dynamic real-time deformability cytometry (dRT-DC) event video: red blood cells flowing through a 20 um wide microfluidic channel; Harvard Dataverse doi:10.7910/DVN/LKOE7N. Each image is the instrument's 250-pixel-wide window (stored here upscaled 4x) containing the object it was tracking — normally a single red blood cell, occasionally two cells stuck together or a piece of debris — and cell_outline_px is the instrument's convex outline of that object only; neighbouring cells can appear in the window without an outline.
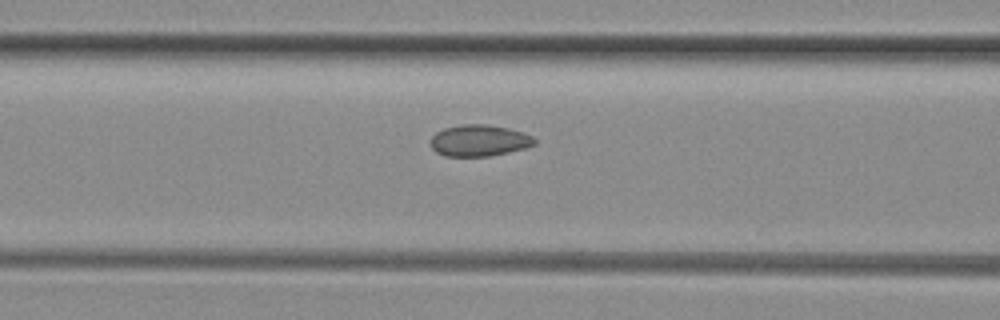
{"species": "common noctule bat (a hibernating species)", "species_latin": "Nyctalus noctula", "temperature_condition": "room temperature", "stored_images_in_passage": 38, "camera_frame_rate_fps": 3000, "um_per_image_px": 0.085, "animal": {"sex": "female", "body_mass_g": 29.2, "forearm_length_mm": 56.3}, "frame": {"image": 1, "passage_image": 17, "time_ms": 5.333, "image_size_px": [1000, 320], "cell_outline_px": [[536, 144], [524, 148], [508, 152], [488, 156], [444, 156], [436, 152], [428, 144], [432, 136], [436, 132], [444, 128], [464, 124], [488, 124], [508, 128], [524, 132], [532, 136], [536, 140]], "centroid_in_image_um": [40.71, 11.94], "position_along_channel_um": 125.9, "area_um2": 19.19}}
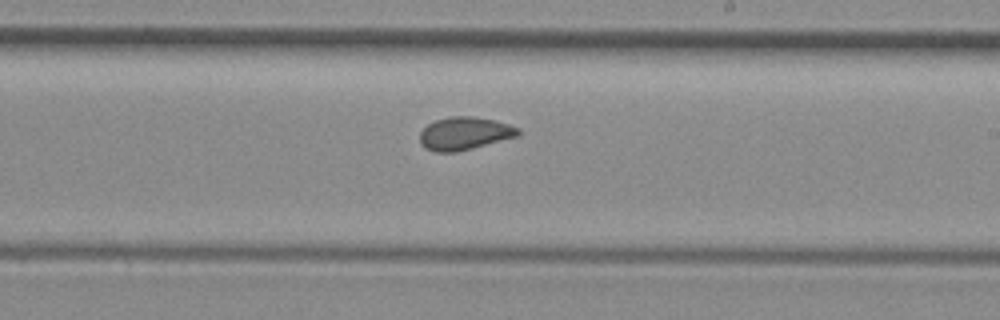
{"frame": {"image": 2, "passage_image": 26, "time_ms": 8.333, "image_size_px": [1000, 320], "cell_outline_px": [[520, 136], [456, 152], [436, 152], [420, 144], [420, 132], [428, 124], [436, 120], [452, 116], [472, 116], [492, 120], [508, 124], [520, 128]], "centroid_in_image_um": [39.51, 11.34], "position_along_channel_um": 249.5, "area_um2": 18.73}}
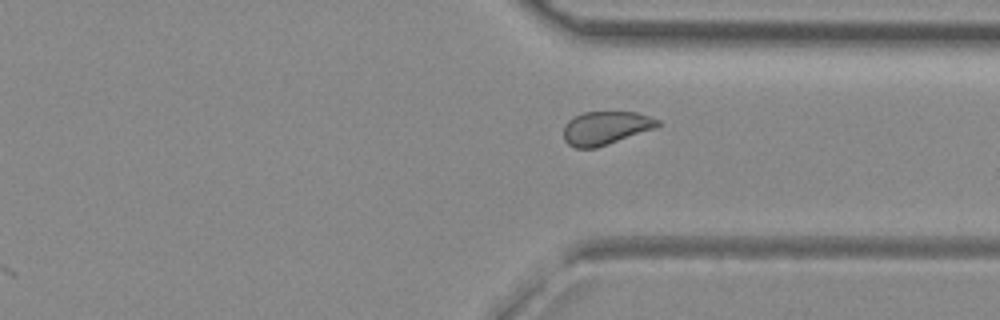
{"frame": {"image": 3, "passage_image": 34, "time_ms": 11.0, "image_size_px": [1000, 320], "cell_outline_px": [[660, 124], [656, 128], [596, 148], [576, 148], [568, 144], [564, 140], [564, 124], [572, 116], [584, 112], [636, 112], [652, 116], [660, 120]], "centroid_in_image_um": [51.48, 10.87], "position_along_channel_um": 359.9, "area_um2": 18.5}}